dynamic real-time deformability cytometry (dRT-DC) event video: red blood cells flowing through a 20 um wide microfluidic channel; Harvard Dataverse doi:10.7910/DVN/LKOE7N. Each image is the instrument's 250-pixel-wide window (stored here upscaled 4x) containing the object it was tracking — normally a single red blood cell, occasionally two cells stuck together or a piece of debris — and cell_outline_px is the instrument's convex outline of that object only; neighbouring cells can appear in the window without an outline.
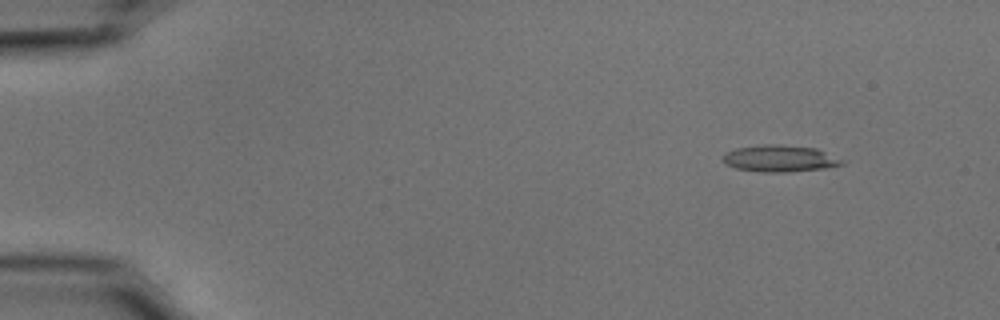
{"species": "common noctule bat (a hibernating species)", "species_latin": "Nyctalus noctula", "temperature_condition": "cold", "stored_images_in_passage": 53, "camera_frame_rate_fps": 3000, "um_per_image_px": 0.085, "animal": {"sex": "male", "body_mass_g": 15.6}, "frame": {"image": 1, "passage_image": 5, "time_ms": 1.333, "image_size_px": [1000, 320], "cell_outline_px": [[848, 160], [844, 164], [824, 168], [788, 172], [764, 172], [736, 168], [724, 164], [724, 152], [736, 148], [760, 144], [780, 144], [816, 148]], "centroid_in_image_um": [66.33, 13.46], "position_along_channel_um": 18.7, "area_um2": 18.79}}
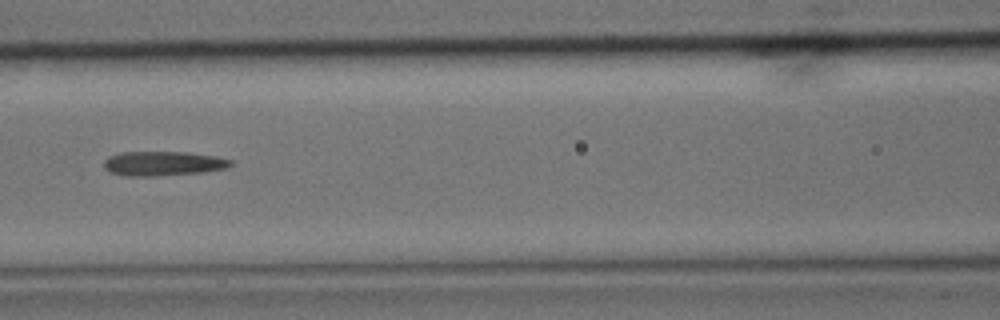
{"frame": {"image": 2, "passage_image": 24, "time_ms": 7.667, "image_size_px": [1000, 320], "cell_outline_px": [[232, 164], [228, 168], [200, 172], [156, 176], [128, 176], [108, 172], [104, 168], [104, 160], [108, 156], [120, 152], [188, 152], [216, 156], [232, 160]], "centroid_in_image_um": [13.83, 13.89], "position_along_channel_um": 152.8, "area_um2": 18.15}}
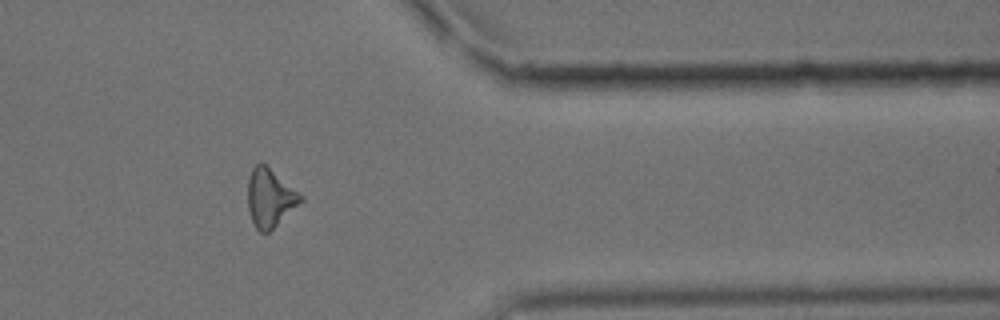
{"frame": {"image": 3, "passage_image": 44, "time_ms": 14.333, "image_size_px": [1000, 320], "cell_outline_px": [[304, 200], [268, 232], [260, 232], [256, 228], [252, 220], [248, 208], [248, 180], [252, 168], [260, 160], [304, 196]], "centroid_in_image_um": [22.95, 16.79], "position_along_channel_um": 388.5, "area_um2": 17.8}, "authors_computed_cell_mechanics": {"area_um2": 17.8602, "velocity_mm_per_s": 3.7383, "shape_relaxation_time_tau1_ms": 9.368, "shape_relaxation_time_tau2_ms": 5.5413, "deformation_change_tau1": 0.2724, "deformation_change_tau2": 0.2138}}